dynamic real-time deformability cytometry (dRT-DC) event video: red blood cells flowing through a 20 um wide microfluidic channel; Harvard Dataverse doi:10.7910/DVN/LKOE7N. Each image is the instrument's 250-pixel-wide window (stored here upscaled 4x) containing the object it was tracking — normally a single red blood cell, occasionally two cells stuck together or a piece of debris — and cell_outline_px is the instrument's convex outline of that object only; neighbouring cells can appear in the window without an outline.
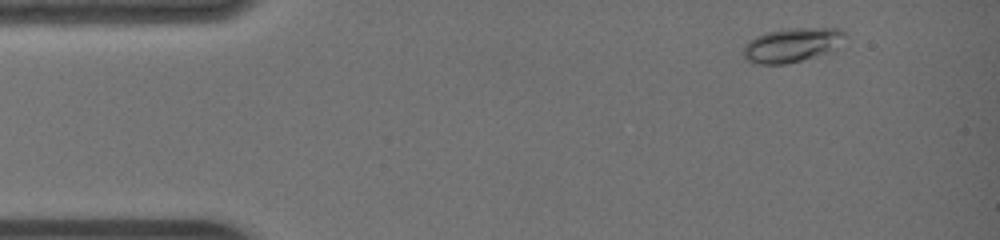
{"species": "common noctule bat (a hibernating species)", "species_latin": "Nyctalus noctula", "temperature_condition": "warm", "stored_images_in_passage": 11, "camera_frame_rate_fps": 3000, "um_per_image_px": 0.085, "animal": {"sex": "female", "body_mass_g": 19.0, "forearm_length_mm": 51.5}, "frame": {"image": 1, "passage_image": 4, "time_ms": 1.0, "image_size_px": [1000, 240], "cell_outline_px": [[848, 36], [844, 48], [832, 52], [784, 64], [752, 64], [744, 60], [744, 44], [748, 40], [756, 36], [768, 32], [784, 28], [840, 28]], "centroid_in_image_um": [67.41, 3.82], "position_along_channel_um": 17.6, "area_um2": 21.04}}